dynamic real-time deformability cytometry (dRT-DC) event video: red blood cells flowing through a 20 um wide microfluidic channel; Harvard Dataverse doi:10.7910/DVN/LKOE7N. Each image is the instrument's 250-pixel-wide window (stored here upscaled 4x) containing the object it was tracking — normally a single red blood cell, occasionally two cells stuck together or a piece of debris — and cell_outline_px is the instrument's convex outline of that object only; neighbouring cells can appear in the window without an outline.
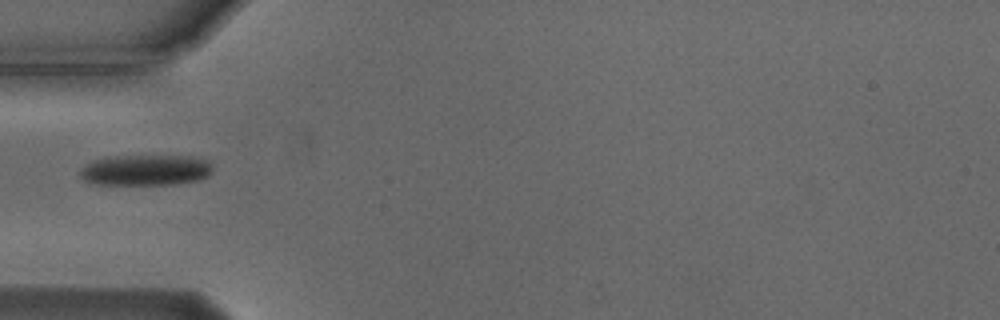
{"species": "Egyptian fruit bat (a non-hibernating species)", "species_latin": "Rousettus aegyptiacus", "temperature_condition": "cold", "stored_images_in_passage": 10, "camera_frame_rate_fps": 3000, "um_per_image_px": 0.085, "animal": {"sex": "male"}, "frame": {"image": 1, "passage_image": 1, "time_ms": 0.0, "image_size_px": [1000, 320], "cell_outline_px": [[212, 172], [208, 176], [200, 180], [176, 184], [88, 184], [80, 176], [80, 168], [92, 160], [108, 156], [192, 156], [208, 160], [212, 164]], "centroid_in_image_um": [12.37, 14.45], "position_along_channel_um": 72.6, "area_um2": 24.16}}
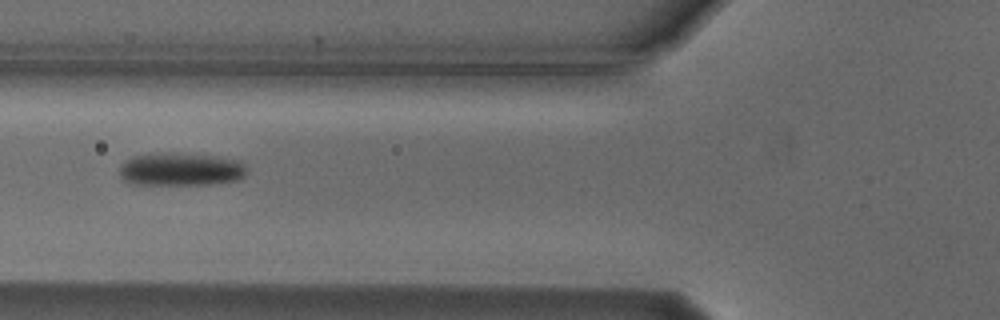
{"frame": {"image": 2, "passage_image": 4, "time_ms": 1.0, "image_size_px": [1000, 320], "cell_outline_px": [[248, 172], [244, 176], [236, 180], [208, 184], [132, 184], [124, 180], [120, 176], [120, 168], [132, 156], [152, 152], [172, 152], [212, 156], [240, 160], [248, 168]], "centroid_in_image_um": [15.38, 14.37], "position_along_channel_um": 110.4, "area_um2": 24.62}}
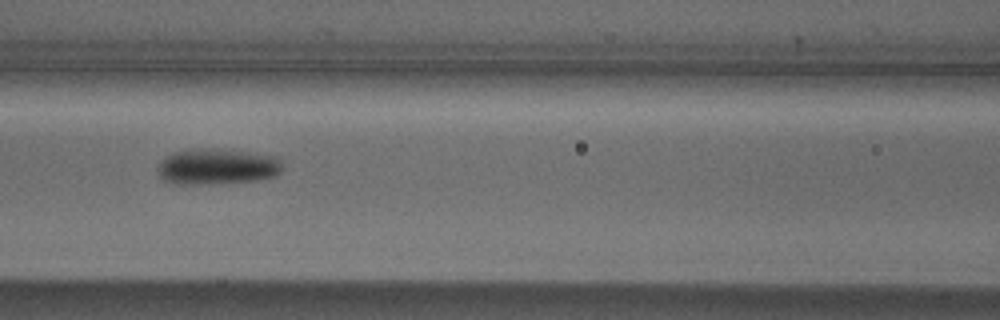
{"frame": {"image": 3, "passage_image": 7, "time_ms": 2.0, "image_size_px": [1000, 320], "cell_outline_px": [[280, 172], [276, 176], [256, 180], [224, 184], [176, 184], [164, 180], [160, 176], [156, 168], [160, 160], [164, 156], [188, 148], [212, 148], [252, 152], [276, 156], [280, 164]], "centroid_in_image_um": [18.4, 14.16], "position_along_channel_um": 148.2, "area_um2": 26.53}}